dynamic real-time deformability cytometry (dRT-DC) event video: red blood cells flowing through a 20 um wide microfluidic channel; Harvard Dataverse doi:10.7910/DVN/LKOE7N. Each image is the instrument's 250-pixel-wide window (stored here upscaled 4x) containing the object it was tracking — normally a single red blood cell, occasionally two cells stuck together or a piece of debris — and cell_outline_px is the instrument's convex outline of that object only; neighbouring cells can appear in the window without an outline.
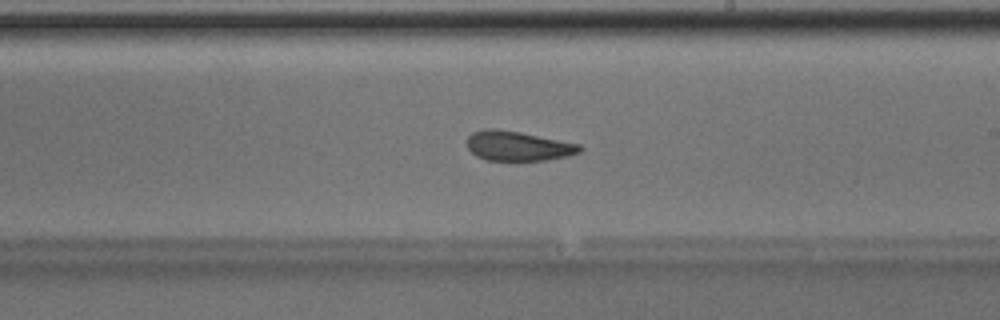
{"species": "Egyptian fruit bat (a non-hibernating species)", "species_latin": "Rousettus aegyptiacus", "temperature_condition": "room temperature", "stored_images_in_passage": 51, "camera_frame_rate_fps": 3000, "um_per_image_px": 0.085, "animal": {"sex": "male"}, "frame": {"image": 1, "passage_image": 30, "time_ms": 9.667, "image_size_px": [1000, 320], "cell_outline_px": [[584, 148], [580, 152], [568, 156], [544, 160], [484, 160], [476, 156], [468, 148], [468, 136], [472, 132], [484, 128], [496, 128], [520, 132], [580, 144]], "centroid_in_image_um": [44.02, 12.4], "position_along_channel_um": 245.0, "area_um2": 19.54}, "authors_computed_cell_mechanics": {"area_um2": 20.3456, "velocity_mm_per_s": 4.0239, "shape_relaxation_time_tau1_ms": 2.9704, "shape_relaxation_time_tau2_ms": 1.846, "deformation_change_tau1": 0.1315, "deformation_change_tau2": 0.1021}}